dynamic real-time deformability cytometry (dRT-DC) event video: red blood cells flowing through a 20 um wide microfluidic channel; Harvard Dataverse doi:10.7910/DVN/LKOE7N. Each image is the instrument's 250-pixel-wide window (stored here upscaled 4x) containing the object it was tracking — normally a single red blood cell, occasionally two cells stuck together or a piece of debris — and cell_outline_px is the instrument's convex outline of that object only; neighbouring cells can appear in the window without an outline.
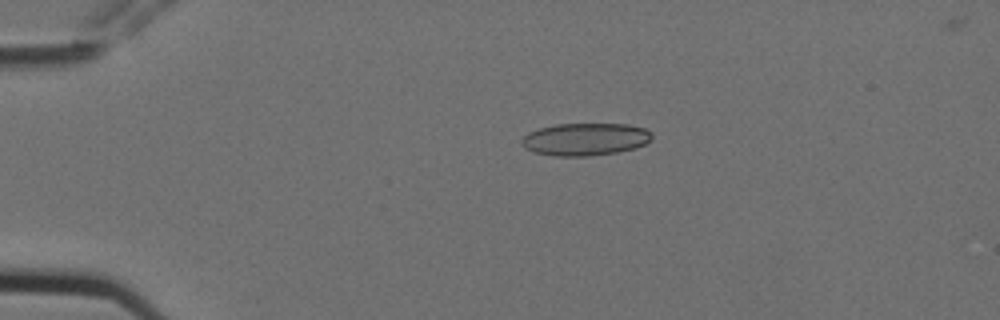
{"species": "Egyptian fruit bat (a non-hibernating species)", "species_latin": "Rousettus aegyptiacus", "temperature_condition": "cold", "stored_images_in_passage": 11, "camera_frame_rate_fps": 3000, "um_per_image_px": 0.085, "animal": {"sex": "female"}, "frame": {"image": 1, "passage_image": 3, "time_ms": 0.667, "image_size_px": [1000, 320], "cell_outline_px": [[652, 136], [644, 144], [636, 148], [616, 152], [588, 156], [556, 156], [536, 152], [524, 148], [520, 144], [520, 140], [528, 132], [540, 128], [556, 124], [628, 124], [644, 128], [652, 132]], "centroid_in_image_um": [49.72, 11.83], "position_along_channel_um": 35.3, "area_um2": 24.62}}
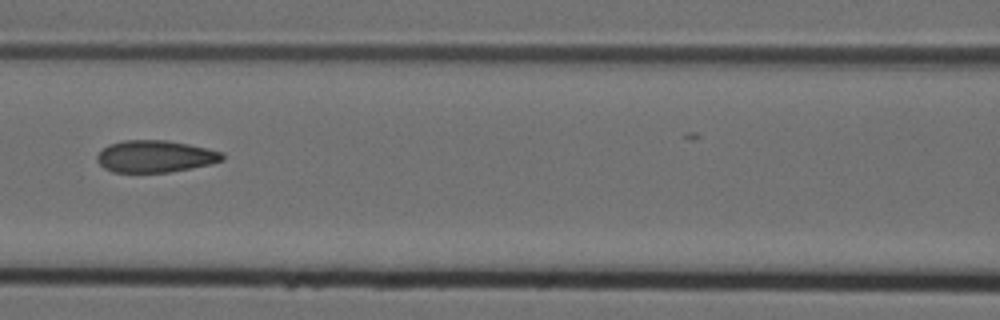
{"frame": {"image": 2, "passage_image": 7, "time_ms": 2.0, "image_size_px": [1000, 320], "cell_outline_px": [[224, 160], [212, 164], [192, 168], [168, 172], [112, 172], [104, 168], [96, 160], [96, 156], [108, 144], [124, 140], [168, 140], [208, 148], [224, 152]], "centroid_in_image_um": [13.22, 13.29], "position_along_channel_um": 153.4, "area_um2": 23.52}}
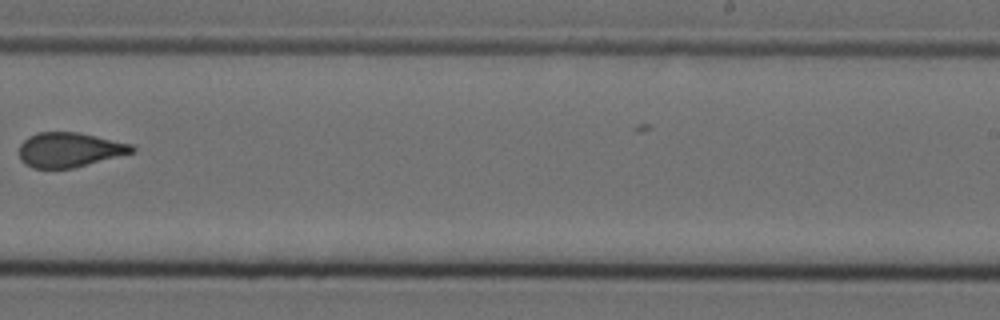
{"frame": {"image": 3, "passage_image": 10, "time_ms": 3.0, "image_size_px": [1000, 320], "cell_outline_px": [[136, 152], [72, 168], [32, 168], [24, 164], [20, 160], [20, 144], [28, 136], [40, 132], [80, 132], [132, 144], [136, 148]], "centroid_in_image_um": [5.92, 12.73], "position_along_channel_um": 283.1, "area_um2": 22.89}}